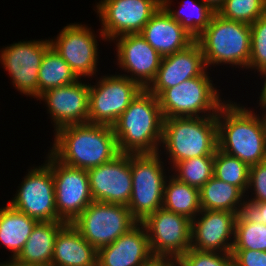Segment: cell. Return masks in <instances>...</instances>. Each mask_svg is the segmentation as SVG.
Listing matches in <instances>:
<instances>
[{
	"label": "cell",
	"instance_id": "6da1fadb",
	"mask_svg": "<svg viewBox=\"0 0 266 266\" xmlns=\"http://www.w3.org/2000/svg\"><path fill=\"white\" fill-rule=\"evenodd\" d=\"M259 115L226 100L216 115L218 149L248 166L266 160V120Z\"/></svg>",
	"mask_w": 266,
	"mask_h": 266
},
{
	"label": "cell",
	"instance_id": "7a4b0ae2",
	"mask_svg": "<svg viewBox=\"0 0 266 266\" xmlns=\"http://www.w3.org/2000/svg\"><path fill=\"white\" fill-rule=\"evenodd\" d=\"M50 152L62 163L89 170L112 160L119 154L113 128L82 123L68 125L54 132Z\"/></svg>",
	"mask_w": 266,
	"mask_h": 266
},
{
	"label": "cell",
	"instance_id": "3957f363",
	"mask_svg": "<svg viewBox=\"0 0 266 266\" xmlns=\"http://www.w3.org/2000/svg\"><path fill=\"white\" fill-rule=\"evenodd\" d=\"M163 123L158 98L142 89L112 126L119 153H158Z\"/></svg>",
	"mask_w": 266,
	"mask_h": 266
},
{
	"label": "cell",
	"instance_id": "277c9868",
	"mask_svg": "<svg viewBox=\"0 0 266 266\" xmlns=\"http://www.w3.org/2000/svg\"><path fill=\"white\" fill-rule=\"evenodd\" d=\"M170 166L207 155H215L218 149L216 116L174 117L164 119L162 141Z\"/></svg>",
	"mask_w": 266,
	"mask_h": 266
},
{
	"label": "cell",
	"instance_id": "5b68a950",
	"mask_svg": "<svg viewBox=\"0 0 266 266\" xmlns=\"http://www.w3.org/2000/svg\"><path fill=\"white\" fill-rule=\"evenodd\" d=\"M195 41L201 48L206 68L229 64L249 70L251 56L249 24L227 20L215 13L207 28Z\"/></svg>",
	"mask_w": 266,
	"mask_h": 266
},
{
	"label": "cell",
	"instance_id": "8992f818",
	"mask_svg": "<svg viewBox=\"0 0 266 266\" xmlns=\"http://www.w3.org/2000/svg\"><path fill=\"white\" fill-rule=\"evenodd\" d=\"M207 70L200 76L164 89L157 96L164 119L206 117L218 114L225 100L220 97L219 89L215 88Z\"/></svg>",
	"mask_w": 266,
	"mask_h": 266
},
{
	"label": "cell",
	"instance_id": "52a82bcc",
	"mask_svg": "<svg viewBox=\"0 0 266 266\" xmlns=\"http://www.w3.org/2000/svg\"><path fill=\"white\" fill-rule=\"evenodd\" d=\"M162 153L130 154L133 186L127 207L137 222H142L162 207L165 183L169 177L164 169Z\"/></svg>",
	"mask_w": 266,
	"mask_h": 266
},
{
	"label": "cell",
	"instance_id": "ba28073f",
	"mask_svg": "<svg viewBox=\"0 0 266 266\" xmlns=\"http://www.w3.org/2000/svg\"><path fill=\"white\" fill-rule=\"evenodd\" d=\"M136 223L127 206L92 201L71 224L98 251Z\"/></svg>",
	"mask_w": 266,
	"mask_h": 266
},
{
	"label": "cell",
	"instance_id": "9c48e42d",
	"mask_svg": "<svg viewBox=\"0 0 266 266\" xmlns=\"http://www.w3.org/2000/svg\"><path fill=\"white\" fill-rule=\"evenodd\" d=\"M89 84V123L113 126L142 88L120 75H103Z\"/></svg>",
	"mask_w": 266,
	"mask_h": 266
},
{
	"label": "cell",
	"instance_id": "30bf717a",
	"mask_svg": "<svg viewBox=\"0 0 266 266\" xmlns=\"http://www.w3.org/2000/svg\"><path fill=\"white\" fill-rule=\"evenodd\" d=\"M191 222L188 217L163 207L148 215L144 225L154 258L175 262L191 248Z\"/></svg>",
	"mask_w": 266,
	"mask_h": 266
},
{
	"label": "cell",
	"instance_id": "8fae6325",
	"mask_svg": "<svg viewBox=\"0 0 266 266\" xmlns=\"http://www.w3.org/2000/svg\"><path fill=\"white\" fill-rule=\"evenodd\" d=\"M161 6L162 0H101L95 7L102 23L99 37L109 42L140 33Z\"/></svg>",
	"mask_w": 266,
	"mask_h": 266
},
{
	"label": "cell",
	"instance_id": "7c38bea8",
	"mask_svg": "<svg viewBox=\"0 0 266 266\" xmlns=\"http://www.w3.org/2000/svg\"><path fill=\"white\" fill-rule=\"evenodd\" d=\"M46 157L53 173L57 214L61 221L72 223L94 201L88 172L62 163L50 151Z\"/></svg>",
	"mask_w": 266,
	"mask_h": 266
},
{
	"label": "cell",
	"instance_id": "4fadbf2b",
	"mask_svg": "<svg viewBox=\"0 0 266 266\" xmlns=\"http://www.w3.org/2000/svg\"><path fill=\"white\" fill-rule=\"evenodd\" d=\"M13 199L8 203L38 222L61 221L55 205V188L51 167L45 162L28 169Z\"/></svg>",
	"mask_w": 266,
	"mask_h": 266
},
{
	"label": "cell",
	"instance_id": "5bb4252c",
	"mask_svg": "<svg viewBox=\"0 0 266 266\" xmlns=\"http://www.w3.org/2000/svg\"><path fill=\"white\" fill-rule=\"evenodd\" d=\"M50 47V39L30 40L13 42L0 51V63L21 94L38 98V72Z\"/></svg>",
	"mask_w": 266,
	"mask_h": 266
},
{
	"label": "cell",
	"instance_id": "9a60e30c",
	"mask_svg": "<svg viewBox=\"0 0 266 266\" xmlns=\"http://www.w3.org/2000/svg\"><path fill=\"white\" fill-rule=\"evenodd\" d=\"M93 32L87 25L70 23L63 27L55 39H50L51 47L78 78H95L98 74L99 44Z\"/></svg>",
	"mask_w": 266,
	"mask_h": 266
},
{
	"label": "cell",
	"instance_id": "2e32d148",
	"mask_svg": "<svg viewBox=\"0 0 266 266\" xmlns=\"http://www.w3.org/2000/svg\"><path fill=\"white\" fill-rule=\"evenodd\" d=\"M87 172L94 201L128 206L133 186L130 154L119 153Z\"/></svg>",
	"mask_w": 266,
	"mask_h": 266
},
{
	"label": "cell",
	"instance_id": "e0dca14e",
	"mask_svg": "<svg viewBox=\"0 0 266 266\" xmlns=\"http://www.w3.org/2000/svg\"><path fill=\"white\" fill-rule=\"evenodd\" d=\"M112 41L116 45L117 65L124 73L123 76L136 82L142 89H147L154 81L162 56L152 48L149 43L140 35L126 34L115 38Z\"/></svg>",
	"mask_w": 266,
	"mask_h": 266
},
{
	"label": "cell",
	"instance_id": "ac0fdd59",
	"mask_svg": "<svg viewBox=\"0 0 266 266\" xmlns=\"http://www.w3.org/2000/svg\"><path fill=\"white\" fill-rule=\"evenodd\" d=\"M37 100H43L48 107V114L55 125L54 131L89 122V83H83L81 78L74 83L49 89Z\"/></svg>",
	"mask_w": 266,
	"mask_h": 266
},
{
	"label": "cell",
	"instance_id": "d6986e66",
	"mask_svg": "<svg viewBox=\"0 0 266 266\" xmlns=\"http://www.w3.org/2000/svg\"><path fill=\"white\" fill-rule=\"evenodd\" d=\"M237 216L228 211L201 210L191 222V248L231 253Z\"/></svg>",
	"mask_w": 266,
	"mask_h": 266
},
{
	"label": "cell",
	"instance_id": "ffe728a7",
	"mask_svg": "<svg viewBox=\"0 0 266 266\" xmlns=\"http://www.w3.org/2000/svg\"><path fill=\"white\" fill-rule=\"evenodd\" d=\"M97 266H145L153 259L144 225L137 222L110 245L98 250Z\"/></svg>",
	"mask_w": 266,
	"mask_h": 266
},
{
	"label": "cell",
	"instance_id": "44dd1931",
	"mask_svg": "<svg viewBox=\"0 0 266 266\" xmlns=\"http://www.w3.org/2000/svg\"><path fill=\"white\" fill-rule=\"evenodd\" d=\"M206 69L201 48L194 41L187 48L162 58L157 75L147 90L157 97L164 89L200 76Z\"/></svg>",
	"mask_w": 266,
	"mask_h": 266
},
{
	"label": "cell",
	"instance_id": "7402d4cb",
	"mask_svg": "<svg viewBox=\"0 0 266 266\" xmlns=\"http://www.w3.org/2000/svg\"><path fill=\"white\" fill-rule=\"evenodd\" d=\"M140 35L162 57L187 48L195 39L161 6Z\"/></svg>",
	"mask_w": 266,
	"mask_h": 266
},
{
	"label": "cell",
	"instance_id": "603a6c76",
	"mask_svg": "<svg viewBox=\"0 0 266 266\" xmlns=\"http://www.w3.org/2000/svg\"><path fill=\"white\" fill-rule=\"evenodd\" d=\"M98 251L66 223L58 232L51 266H97Z\"/></svg>",
	"mask_w": 266,
	"mask_h": 266
},
{
	"label": "cell",
	"instance_id": "cb8c5ba5",
	"mask_svg": "<svg viewBox=\"0 0 266 266\" xmlns=\"http://www.w3.org/2000/svg\"><path fill=\"white\" fill-rule=\"evenodd\" d=\"M65 224L63 221L38 222L15 260L30 266H51L55 240Z\"/></svg>",
	"mask_w": 266,
	"mask_h": 266
},
{
	"label": "cell",
	"instance_id": "d4e9b609",
	"mask_svg": "<svg viewBox=\"0 0 266 266\" xmlns=\"http://www.w3.org/2000/svg\"><path fill=\"white\" fill-rule=\"evenodd\" d=\"M38 223L30 216L15 210L8 203L0 208V245H4L15 259Z\"/></svg>",
	"mask_w": 266,
	"mask_h": 266
},
{
	"label": "cell",
	"instance_id": "484cf974",
	"mask_svg": "<svg viewBox=\"0 0 266 266\" xmlns=\"http://www.w3.org/2000/svg\"><path fill=\"white\" fill-rule=\"evenodd\" d=\"M244 193L235 185L213 176L200 188L201 210H217L239 213Z\"/></svg>",
	"mask_w": 266,
	"mask_h": 266
},
{
	"label": "cell",
	"instance_id": "4316f807",
	"mask_svg": "<svg viewBox=\"0 0 266 266\" xmlns=\"http://www.w3.org/2000/svg\"><path fill=\"white\" fill-rule=\"evenodd\" d=\"M162 207L193 220L201 211L200 189L169 175L165 183Z\"/></svg>",
	"mask_w": 266,
	"mask_h": 266
},
{
	"label": "cell",
	"instance_id": "83f0119b",
	"mask_svg": "<svg viewBox=\"0 0 266 266\" xmlns=\"http://www.w3.org/2000/svg\"><path fill=\"white\" fill-rule=\"evenodd\" d=\"M187 1L182 2L181 6H179V8H181L177 11L171 9L172 0H162V6L167 10L173 19L180 23V25L187 31L189 35L196 39L201 32L207 28L211 18L216 12H214L202 0ZM183 8L185 10H182ZM186 11H189V13L186 14Z\"/></svg>",
	"mask_w": 266,
	"mask_h": 266
},
{
	"label": "cell",
	"instance_id": "f1b7e54d",
	"mask_svg": "<svg viewBox=\"0 0 266 266\" xmlns=\"http://www.w3.org/2000/svg\"><path fill=\"white\" fill-rule=\"evenodd\" d=\"M78 79L64 59L50 47L38 72V97L49 89L74 83Z\"/></svg>",
	"mask_w": 266,
	"mask_h": 266
},
{
	"label": "cell",
	"instance_id": "f546056e",
	"mask_svg": "<svg viewBox=\"0 0 266 266\" xmlns=\"http://www.w3.org/2000/svg\"><path fill=\"white\" fill-rule=\"evenodd\" d=\"M214 157L207 155L180 161L173 166L172 174L177 180L200 189L214 174Z\"/></svg>",
	"mask_w": 266,
	"mask_h": 266
},
{
	"label": "cell",
	"instance_id": "4dcf8cb0",
	"mask_svg": "<svg viewBox=\"0 0 266 266\" xmlns=\"http://www.w3.org/2000/svg\"><path fill=\"white\" fill-rule=\"evenodd\" d=\"M213 176L235 185L245 194L248 188L249 166L238 158L217 149L214 157Z\"/></svg>",
	"mask_w": 266,
	"mask_h": 266
},
{
	"label": "cell",
	"instance_id": "1f68e13d",
	"mask_svg": "<svg viewBox=\"0 0 266 266\" xmlns=\"http://www.w3.org/2000/svg\"><path fill=\"white\" fill-rule=\"evenodd\" d=\"M217 14L227 20L251 25L266 14V0H225Z\"/></svg>",
	"mask_w": 266,
	"mask_h": 266
},
{
	"label": "cell",
	"instance_id": "d6a6232c",
	"mask_svg": "<svg viewBox=\"0 0 266 266\" xmlns=\"http://www.w3.org/2000/svg\"><path fill=\"white\" fill-rule=\"evenodd\" d=\"M232 250L266 251V225L244 222L237 216Z\"/></svg>",
	"mask_w": 266,
	"mask_h": 266
},
{
	"label": "cell",
	"instance_id": "836d02e7",
	"mask_svg": "<svg viewBox=\"0 0 266 266\" xmlns=\"http://www.w3.org/2000/svg\"><path fill=\"white\" fill-rule=\"evenodd\" d=\"M251 56L249 69L262 73L266 69V14L250 25Z\"/></svg>",
	"mask_w": 266,
	"mask_h": 266
},
{
	"label": "cell",
	"instance_id": "e575fe53",
	"mask_svg": "<svg viewBox=\"0 0 266 266\" xmlns=\"http://www.w3.org/2000/svg\"><path fill=\"white\" fill-rule=\"evenodd\" d=\"M174 263L176 266H231L233 256L231 253L198 251L190 248Z\"/></svg>",
	"mask_w": 266,
	"mask_h": 266
},
{
	"label": "cell",
	"instance_id": "d590c367",
	"mask_svg": "<svg viewBox=\"0 0 266 266\" xmlns=\"http://www.w3.org/2000/svg\"><path fill=\"white\" fill-rule=\"evenodd\" d=\"M250 190L254 192L251 197L247 196ZM245 198L254 203L266 202V160L249 166L248 188Z\"/></svg>",
	"mask_w": 266,
	"mask_h": 266
},
{
	"label": "cell",
	"instance_id": "8d00e7d4",
	"mask_svg": "<svg viewBox=\"0 0 266 266\" xmlns=\"http://www.w3.org/2000/svg\"><path fill=\"white\" fill-rule=\"evenodd\" d=\"M238 216L244 222L263 223L266 225V202L254 203L245 198Z\"/></svg>",
	"mask_w": 266,
	"mask_h": 266
},
{
	"label": "cell",
	"instance_id": "74e56055",
	"mask_svg": "<svg viewBox=\"0 0 266 266\" xmlns=\"http://www.w3.org/2000/svg\"><path fill=\"white\" fill-rule=\"evenodd\" d=\"M235 266H266V251L232 250Z\"/></svg>",
	"mask_w": 266,
	"mask_h": 266
},
{
	"label": "cell",
	"instance_id": "f35d334b",
	"mask_svg": "<svg viewBox=\"0 0 266 266\" xmlns=\"http://www.w3.org/2000/svg\"><path fill=\"white\" fill-rule=\"evenodd\" d=\"M259 75L264 78V84L259 96V106L261 109L266 110V69L262 73H259Z\"/></svg>",
	"mask_w": 266,
	"mask_h": 266
},
{
	"label": "cell",
	"instance_id": "ab89813d",
	"mask_svg": "<svg viewBox=\"0 0 266 266\" xmlns=\"http://www.w3.org/2000/svg\"><path fill=\"white\" fill-rule=\"evenodd\" d=\"M174 262L169 259L154 258L149 264L145 266H172Z\"/></svg>",
	"mask_w": 266,
	"mask_h": 266
},
{
	"label": "cell",
	"instance_id": "60d3db41",
	"mask_svg": "<svg viewBox=\"0 0 266 266\" xmlns=\"http://www.w3.org/2000/svg\"><path fill=\"white\" fill-rule=\"evenodd\" d=\"M206 3L214 12L217 11L223 6L225 0H202Z\"/></svg>",
	"mask_w": 266,
	"mask_h": 266
},
{
	"label": "cell",
	"instance_id": "b9f144b4",
	"mask_svg": "<svg viewBox=\"0 0 266 266\" xmlns=\"http://www.w3.org/2000/svg\"><path fill=\"white\" fill-rule=\"evenodd\" d=\"M0 266H30L17 262L15 259H10L6 262H0Z\"/></svg>",
	"mask_w": 266,
	"mask_h": 266
},
{
	"label": "cell",
	"instance_id": "7bdbcfd3",
	"mask_svg": "<svg viewBox=\"0 0 266 266\" xmlns=\"http://www.w3.org/2000/svg\"><path fill=\"white\" fill-rule=\"evenodd\" d=\"M263 111H264L263 113H265L264 116H265V120H266V110H263Z\"/></svg>",
	"mask_w": 266,
	"mask_h": 266
}]
</instances>
